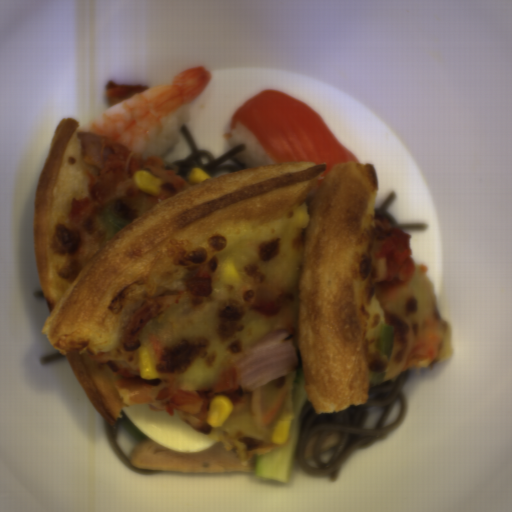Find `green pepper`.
<instances>
[{
	"label": "green pepper",
	"instance_id": "green-pepper-2",
	"mask_svg": "<svg viewBox=\"0 0 512 512\" xmlns=\"http://www.w3.org/2000/svg\"><path fill=\"white\" fill-rule=\"evenodd\" d=\"M395 325L381 323L375 340L376 352L384 358L392 359L394 349Z\"/></svg>",
	"mask_w": 512,
	"mask_h": 512
},
{
	"label": "green pepper",
	"instance_id": "green-pepper-1",
	"mask_svg": "<svg viewBox=\"0 0 512 512\" xmlns=\"http://www.w3.org/2000/svg\"><path fill=\"white\" fill-rule=\"evenodd\" d=\"M98 217L106 238H112L122 229L136 221L137 215L123 200L112 199L102 206Z\"/></svg>",
	"mask_w": 512,
	"mask_h": 512
},
{
	"label": "green pepper",
	"instance_id": "green-pepper-3",
	"mask_svg": "<svg viewBox=\"0 0 512 512\" xmlns=\"http://www.w3.org/2000/svg\"><path fill=\"white\" fill-rule=\"evenodd\" d=\"M386 373L383 371L371 370L368 374V381L374 386H380Z\"/></svg>",
	"mask_w": 512,
	"mask_h": 512
}]
</instances>
